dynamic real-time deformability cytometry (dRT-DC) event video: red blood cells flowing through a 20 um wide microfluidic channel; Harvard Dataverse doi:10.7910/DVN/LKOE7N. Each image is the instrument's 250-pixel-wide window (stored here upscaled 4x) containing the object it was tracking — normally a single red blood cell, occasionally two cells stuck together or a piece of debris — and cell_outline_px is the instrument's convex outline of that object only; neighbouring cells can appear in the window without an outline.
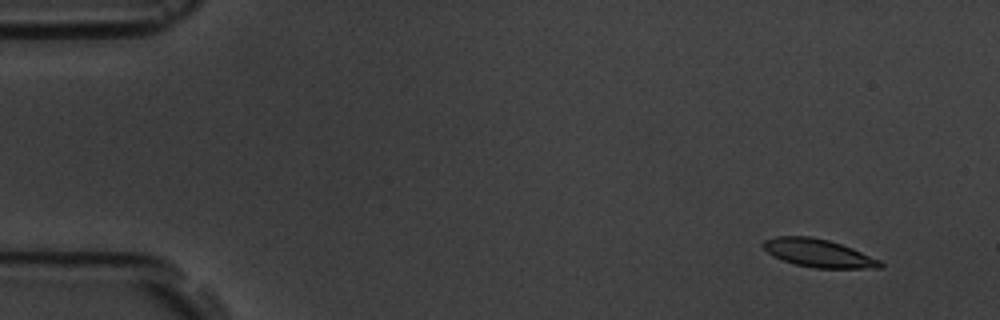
{"species": "common noctule bat (a hibernating species)", "species_latin": "Nyctalus noctula", "temperature_condition": "room temperature", "stored_images_in_passage": 5, "camera_frame_rate_fps": 3000, "um_per_image_px": 0.085, "animal": {"sex": "male", "body_mass_g": 19.5, "forearm_length_mm": 54.6}, "frame": {"image": 1, "passage_image": 2, "time_ms": 1.0, "image_size_px": [1000, 320], "cell_outline_px": [[884, 268], [812, 268], [796, 264], [784, 260], [768, 252], [760, 244], [764, 240], [776, 236], [812, 236], [828, 240], [852, 248], [880, 260], [884, 264]], "centroid_in_image_um": [69.58, 21.51], "position_along_channel_um": 15.4, "area_um2": 19.02}}
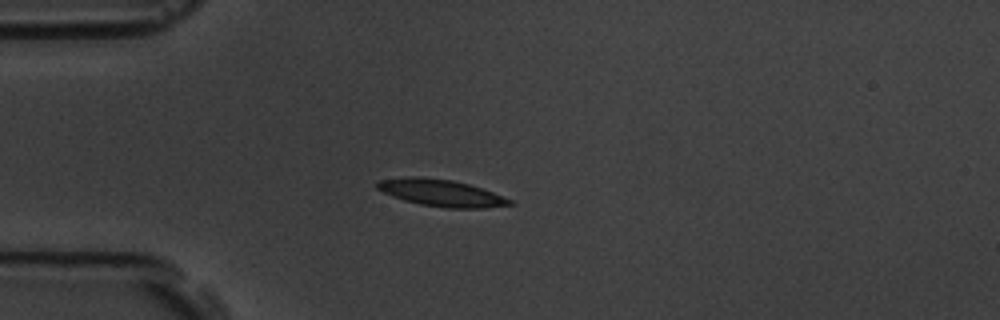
{"frame": {"image": 2, "passage_image": 5, "time_ms": 4.667, "image_size_px": [1000, 320], "cell_outline_px": [[516, 204], [484, 208], [444, 208], [420, 204], [404, 200], [392, 196], [376, 188], [376, 184], [380, 180], [412, 176], [420, 176], [452, 180], [468, 184], [492, 192], [512, 200]], "centroid_in_image_um": [37.51, 16.4], "position_along_channel_um": 47.5, "area_um2": 20.63}}